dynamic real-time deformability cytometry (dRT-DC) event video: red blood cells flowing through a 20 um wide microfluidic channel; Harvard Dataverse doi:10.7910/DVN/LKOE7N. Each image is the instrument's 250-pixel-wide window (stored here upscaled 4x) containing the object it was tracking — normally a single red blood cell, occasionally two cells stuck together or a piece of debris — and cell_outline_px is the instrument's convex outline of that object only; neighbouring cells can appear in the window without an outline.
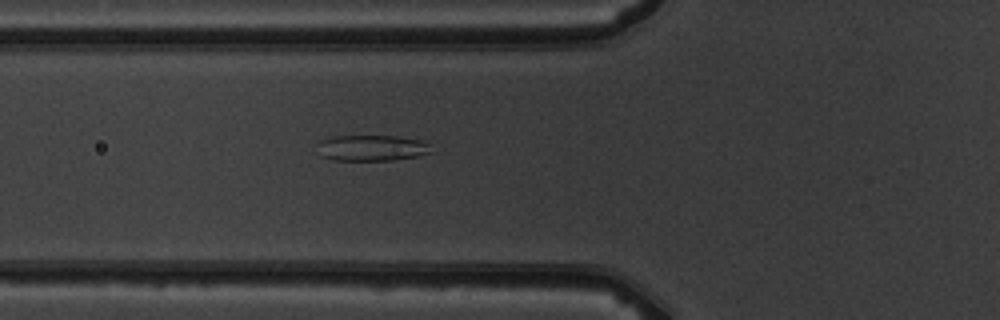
{"species": "common noctule bat (a hibernating species)", "species_latin": "Nyctalus noctula", "temperature_condition": "warm", "stored_images_in_passage": 5, "camera_frame_rate_fps": 3000, "um_per_image_px": 0.085, "animal": {"sex": "male", "body_mass_g": 19.5, "forearm_length_mm": 54.6}, "frame": {"image": 1, "passage_image": 5, "time_ms": 4.667, "image_size_px": [1000, 320], "cell_outline_px": [[432, 152], [416, 156], [392, 160], [336, 160], [320, 156], [320, 140], [336, 136], [396, 136], [420, 140], [428, 144]], "centroid_in_image_um": [31.61, 12.57], "position_along_channel_um": 94.2, "area_um2": 16.88}}